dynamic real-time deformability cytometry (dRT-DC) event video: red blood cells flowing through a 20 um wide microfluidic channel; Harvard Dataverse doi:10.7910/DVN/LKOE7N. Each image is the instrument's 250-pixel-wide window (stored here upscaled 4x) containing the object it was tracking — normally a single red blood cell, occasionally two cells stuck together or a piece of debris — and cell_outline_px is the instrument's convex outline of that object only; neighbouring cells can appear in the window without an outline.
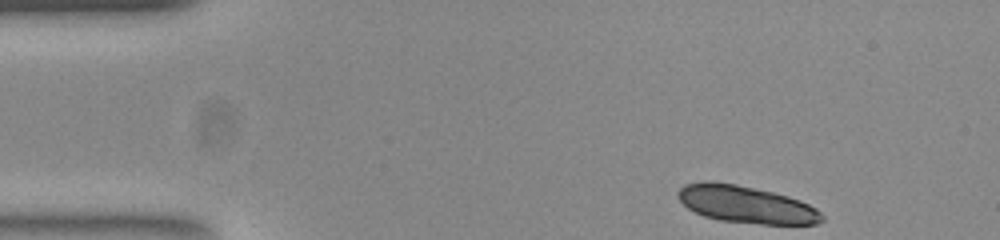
{"species": "common noctule bat (a hibernating species)", "species_latin": "Nyctalus noctula", "temperature_condition": "room temperature", "stored_images_in_passage": 45, "camera_frame_rate_fps": 3000, "um_per_image_px": 0.085, "animal": {"sex": "female", "body_mass_g": 23.0, "forearm_length_mm": 53.4}, "frame": {"image": 1, "passage_image": 1, "time_ms": 0.0, "image_size_px": [1000, 240], "cell_outline_px": [[824, 220], [816, 224], [760, 224], [720, 220], [704, 216], [688, 208], [680, 200], [676, 192], [684, 184], [736, 184], [772, 192], [788, 196], [800, 200], [816, 208], [824, 216]], "centroid_in_image_um": [63.49, 17.42], "position_along_channel_um": 21.5, "area_um2": 30.46}}
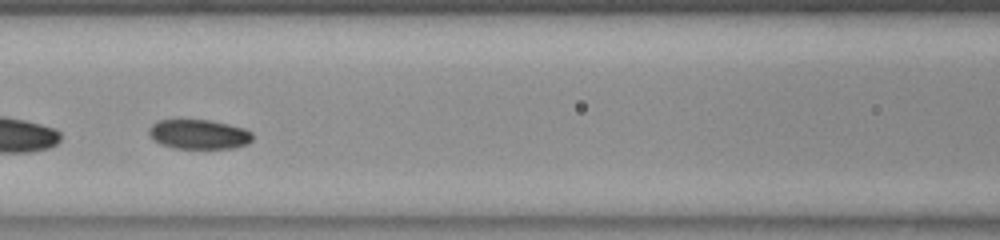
{"frame": {"image": 2, "passage_image": 18, "time_ms": 5.667, "image_size_px": [1000, 240], "cell_outline_px": [[252, 140], [248, 144], [232, 148], [176, 148], [160, 144], [148, 132], [148, 128], [152, 124], [160, 120], [212, 120], [244, 128], [252, 132]], "centroid_in_image_um": [16.93, 11.41], "position_along_channel_um": 149.7, "area_um2": 17.74}}
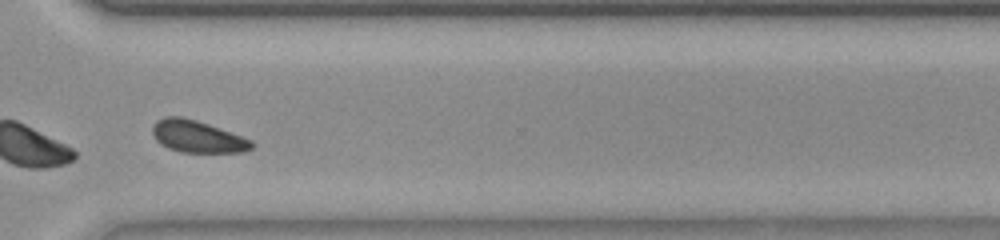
{"frame": {"image": 3, "passage_image": 34, "time_ms": 11.0, "image_size_px": [1000, 240], "cell_outline_px": [[256, 144], [252, 148], [244, 152], [180, 152], [168, 148], [160, 144], [156, 140], [152, 132], [152, 128], [156, 120], [164, 116], [180, 116], [196, 120], [208, 124], [252, 140]], "centroid_in_image_um": [16.76, 11.61], "position_along_channel_um": 353.8, "area_um2": 18.55}}